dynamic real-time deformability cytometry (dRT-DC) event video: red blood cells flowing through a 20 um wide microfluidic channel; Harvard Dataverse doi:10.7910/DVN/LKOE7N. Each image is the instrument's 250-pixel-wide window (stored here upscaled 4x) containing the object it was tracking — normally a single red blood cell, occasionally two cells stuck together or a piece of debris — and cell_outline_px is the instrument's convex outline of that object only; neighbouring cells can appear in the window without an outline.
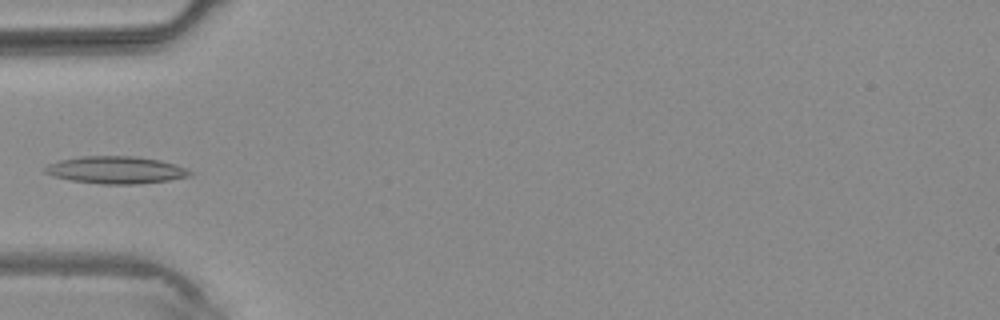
{"species": "common noctule bat (a hibernating species)", "species_latin": "Nyctalus noctula", "temperature_condition": "warm", "stored_images_in_passage": 3, "camera_frame_rate_fps": 3000, "um_per_image_px": 0.085, "animal": {"sex": "male", "body_mass_g": 20.4}, "frame": {"image": 1, "passage_image": 3, "time_ms": 2.333, "image_size_px": [1000, 320], "cell_outline_px": [[196, 172], [188, 176], [168, 180], [136, 184], [100, 184], [72, 180], [52, 176], [44, 172], [44, 168], [48, 164], [60, 160], [80, 156], [136, 156], [160, 160], [176, 164]], "centroid_in_image_um": [9.86, 14.44], "position_along_channel_um": 75.1, "area_um2": 23.12}}